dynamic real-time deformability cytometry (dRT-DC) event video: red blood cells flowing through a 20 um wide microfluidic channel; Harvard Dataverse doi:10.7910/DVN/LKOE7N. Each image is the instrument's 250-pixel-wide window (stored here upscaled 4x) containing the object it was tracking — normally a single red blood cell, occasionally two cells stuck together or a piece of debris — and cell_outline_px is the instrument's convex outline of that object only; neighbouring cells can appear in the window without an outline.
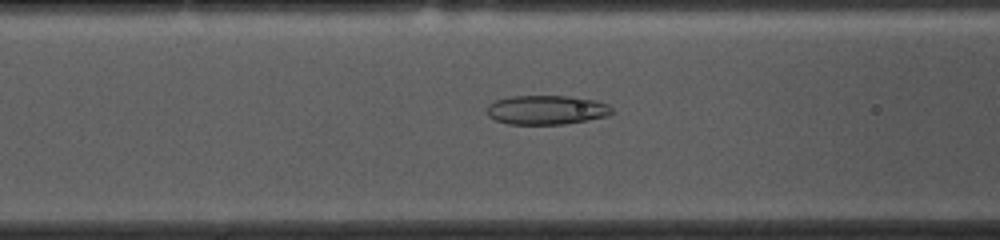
{"species": "common noctule bat (a hibernating species)", "species_latin": "Nyctalus noctula", "temperature_condition": "cold", "stored_images_in_passage": 52, "camera_frame_rate_fps": 3000, "um_per_image_px": 0.085, "animal": {"sex": "female", "body_mass_g": 10.0, "forearm_length_mm": 53.1}, "frame": {"image": 1, "passage_image": 19, "time_ms": 6.0, "image_size_px": [1000, 240], "cell_outline_px": [[616, 112], [608, 116], [588, 120], [564, 124], [508, 124], [496, 120], [488, 116], [488, 104], [496, 100], [512, 96], [568, 96], [596, 100], [608, 104]], "centroid_in_image_um": [46.5, 9.34], "position_along_channel_um": 120.1, "area_um2": 21.39}}
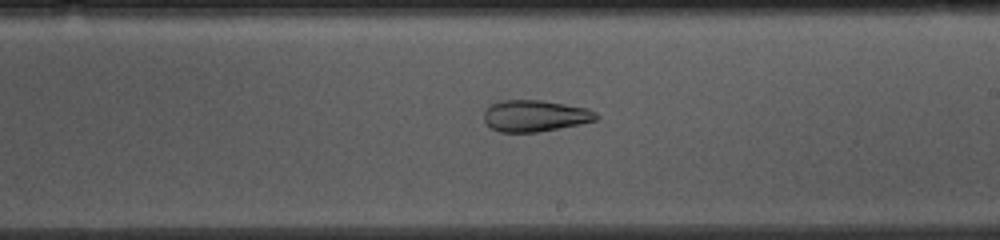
{"frame": {"image": 2, "passage_image": 29, "time_ms": 9.333, "image_size_px": [1000, 240], "cell_outline_px": [[600, 116], [596, 120], [580, 124], [560, 128], [536, 132], [500, 132], [492, 128], [484, 120], [484, 112], [492, 104], [500, 100], [540, 100], [588, 108], [596, 112]], "centroid_in_image_um": [45.5, 9.84], "position_along_channel_um": 243.5, "area_um2": 20.52}}
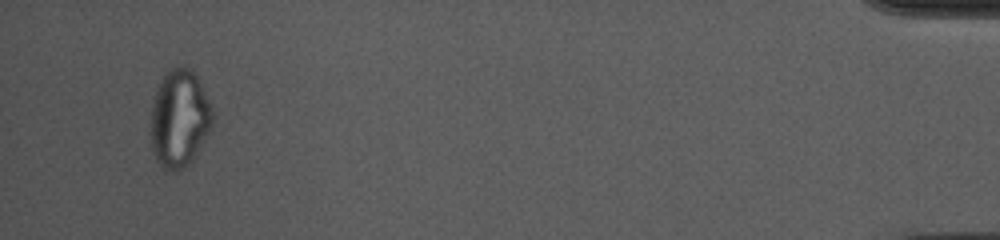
{"frame": {"image": 3, "passage_image": 50, "time_ms": 16.333, "image_size_px": [1000, 240], "cell_outline_px": [[212, 124], [192, 160], [184, 168], [176, 172], [172, 172], [164, 168], [156, 160], [152, 148], [152, 104], [160, 80], [164, 72], [180, 64], [192, 68], [212, 108]], "centroid_in_image_um": [15.24, 10.05], "position_along_channel_um": 420.0, "area_um2": 34.74}, "authors_computed_cell_mechanics": {"area_um2": 26.9348, "velocity_mm_per_s": 3.7014, "shape_relaxation_time_tau1_ms": null, "shape_relaxation_time_tau2_ms": 2.446, "deformation_change_tau1": null, "deformation_change_tau2": 0.0971}}